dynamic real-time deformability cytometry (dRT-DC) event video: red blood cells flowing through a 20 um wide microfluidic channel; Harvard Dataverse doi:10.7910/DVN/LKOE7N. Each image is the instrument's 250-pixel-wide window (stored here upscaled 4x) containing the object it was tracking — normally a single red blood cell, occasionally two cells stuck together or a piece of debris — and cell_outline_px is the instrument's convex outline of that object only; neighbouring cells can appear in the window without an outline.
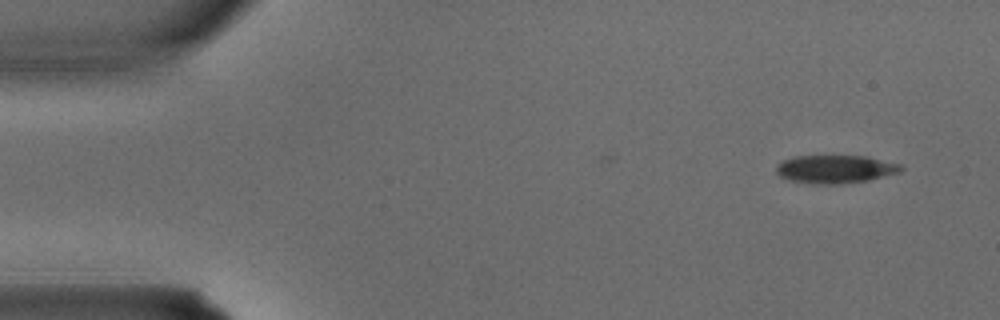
{"species": "common noctule bat (a hibernating species)", "species_latin": "Nyctalus noctula", "temperature_condition": "warm", "stored_images_in_passage": 2, "camera_frame_rate_fps": 3000, "um_per_image_px": 0.085, "animal": {"sex": "male", "body_mass_g": 15.6}, "frame": {"image": 1, "passage_image": 2, "time_ms": 0.333, "image_size_px": [1000, 320], "cell_outline_px": [[904, 168], [900, 172], [868, 180], [840, 184], [812, 184], [792, 180], [780, 176], [776, 172], [776, 164], [792, 156], [868, 156], [900, 164]], "centroid_in_image_um": [71.0, 14.37], "position_along_channel_um": 14.0, "area_um2": 20.46}}